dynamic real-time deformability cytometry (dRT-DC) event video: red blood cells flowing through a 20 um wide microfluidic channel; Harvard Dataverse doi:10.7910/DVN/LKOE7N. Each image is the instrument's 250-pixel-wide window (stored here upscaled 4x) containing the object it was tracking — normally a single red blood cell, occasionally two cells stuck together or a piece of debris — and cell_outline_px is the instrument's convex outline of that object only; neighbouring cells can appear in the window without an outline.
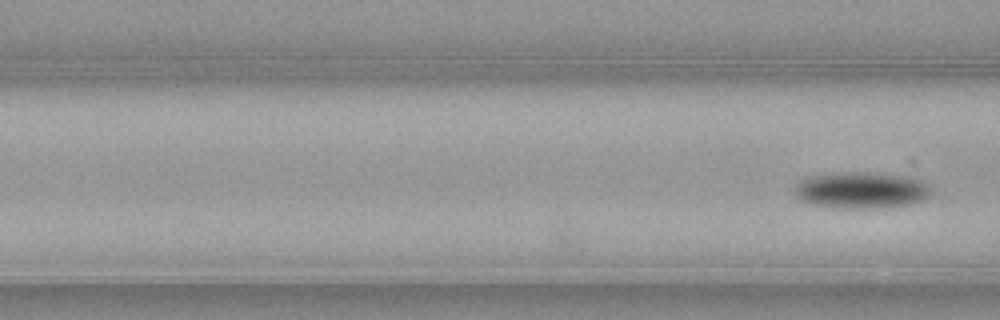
{"species": "common noctule bat (a hibernating species)", "species_latin": "Nyctalus noctula", "temperature_condition": "warm", "stored_images_in_passage": 8, "camera_frame_rate_fps": 3000, "um_per_image_px": 0.085, "animal": {"sex": "female", "body_mass_g": 21.9}, "frame": {"image": 1, "passage_image": 8, "time_ms": 2.333, "image_size_px": [1000, 320], "cell_outline_px": [[932, 188], [928, 196], [924, 200], [908, 204], [888, 208], [840, 208], [812, 204], [800, 200], [796, 196], [796, 184], [800, 180], [808, 176], [836, 172], [868, 172], [904, 176], [924, 180]], "centroid_in_image_um": [73.23, 16.16], "position_along_channel_um": 93.4, "area_um2": 29.3}}